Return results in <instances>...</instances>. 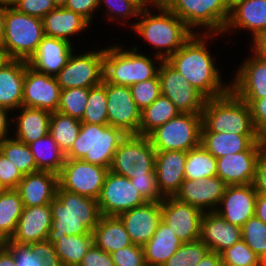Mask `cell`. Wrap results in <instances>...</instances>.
<instances>
[{
	"mask_svg": "<svg viewBox=\"0 0 266 266\" xmlns=\"http://www.w3.org/2000/svg\"><path fill=\"white\" fill-rule=\"evenodd\" d=\"M214 36L212 33H203L202 36L194 33L166 60L206 99L217 98L230 91L229 84H222L218 68L205 45V40Z\"/></svg>",
	"mask_w": 266,
	"mask_h": 266,
	"instance_id": "cell-1",
	"label": "cell"
},
{
	"mask_svg": "<svg viewBox=\"0 0 266 266\" xmlns=\"http://www.w3.org/2000/svg\"><path fill=\"white\" fill-rule=\"evenodd\" d=\"M50 206L52 222L47 241L51 244L61 235L93 234L102 216L97 200L66 191L59 185Z\"/></svg>",
	"mask_w": 266,
	"mask_h": 266,
	"instance_id": "cell-2",
	"label": "cell"
},
{
	"mask_svg": "<svg viewBox=\"0 0 266 266\" xmlns=\"http://www.w3.org/2000/svg\"><path fill=\"white\" fill-rule=\"evenodd\" d=\"M155 8L160 12L158 15L144 9L138 16L141 20L132 26L137 34L158 50L154 58L161 63L175 54L194 33L171 10L161 4H155Z\"/></svg>",
	"mask_w": 266,
	"mask_h": 266,
	"instance_id": "cell-3",
	"label": "cell"
},
{
	"mask_svg": "<svg viewBox=\"0 0 266 266\" xmlns=\"http://www.w3.org/2000/svg\"><path fill=\"white\" fill-rule=\"evenodd\" d=\"M201 116V132L259 135L249 105L231 90L223 96L206 99Z\"/></svg>",
	"mask_w": 266,
	"mask_h": 266,
	"instance_id": "cell-4",
	"label": "cell"
},
{
	"mask_svg": "<svg viewBox=\"0 0 266 266\" xmlns=\"http://www.w3.org/2000/svg\"><path fill=\"white\" fill-rule=\"evenodd\" d=\"M126 134L109 125L82 123L79 135L66 159H82L91 164L110 168L113 156Z\"/></svg>",
	"mask_w": 266,
	"mask_h": 266,
	"instance_id": "cell-5",
	"label": "cell"
},
{
	"mask_svg": "<svg viewBox=\"0 0 266 266\" xmlns=\"http://www.w3.org/2000/svg\"><path fill=\"white\" fill-rule=\"evenodd\" d=\"M152 58L121 46H112L104 51L103 80L113 85L132 86L138 82L156 77L159 67Z\"/></svg>",
	"mask_w": 266,
	"mask_h": 266,
	"instance_id": "cell-6",
	"label": "cell"
},
{
	"mask_svg": "<svg viewBox=\"0 0 266 266\" xmlns=\"http://www.w3.org/2000/svg\"><path fill=\"white\" fill-rule=\"evenodd\" d=\"M160 4L184 21L193 33L195 27L203 26L207 28L204 33L220 35L229 20L231 0H163Z\"/></svg>",
	"mask_w": 266,
	"mask_h": 266,
	"instance_id": "cell-7",
	"label": "cell"
},
{
	"mask_svg": "<svg viewBox=\"0 0 266 266\" xmlns=\"http://www.w3.org/2000/svg\"><path fill=\"white\" fill-rule=\"evenodd\" d=\"M45 36L42 19L6 5L2 44L13 59L28 61Z\"/></svg>",
	"mask_w": 266,
	"mask_h": 266,
	"instance_id": "cell-8",
	"label": "cell"
},
{
	"mask_svg": "<svg viewBox=\"0 0 266 266\" xmlns=\"http://www.w3.org/2000/svg\"><path fill=\"white\" fill-rule=\"evenodd\" d=\"M201 114L179 113L148 137L156 152L186 151L201 144Z\"/></svg>",
	"mask_w": 266,
	"mask_h": 266,
	"instance_id": "cell-9",
	"label": "cell"
},
{
	"mask_svg": "<svg viewBox=\"0 0 266 266\" xmlns=\"http://www.w3.org/2000/svg\"><path fill=\"white\" fill-rule=\"evenodd\" d=\"M156 150L148 136L126 135L117 148L109 171L129 179L145 176L155 169Z\"/></svg>",
	"mask_w": 266,
	"mask_h": 266,
	"instance_id": "cell-10",
	"label": "cell"
},
{
	"mask_svg": "<svg viewBox=\"0 0 266 266\" xmlns=\"http://www.w3.org/2000/svg\"><path fill=\"white\" fill-rule=\"evenodd\" d=\"M108 172V168L82 159H66L58 174V184L66 191L98 200Z\"/></svg>",
	"mask_w": 266,
	"mask_h": 266,
	"instance_id": "cell-11",
	"label": "cell"
},
{
	"mask_svg": "<svg viewBox=\"0 0 266 266\" xmlns=\"http://www.w3.org/2000/svg\"><path fill=\"white\" fill-rule=\"evenodd\" d=\"M104 51L70 55L67 64L55 76L61 89L90 88L103 82Z\"/></svg>",
	"mask_w": 266,
	"mask_h": 266,
	"instance_id": "cell-12",
	"label": "cell"
},
{
	"mask_svg": "<svg viewBox=\"0 0 266 266\" xmlns=\"http://www.w3.org/2000/svg\"><path fill=\"white\" fill-rule=\"evenodd\" d=\"M159 65L161 95L168 97L180 113L201 114L206 98L166 60Z\"/></svg>",
	"mask_w": 266,
	"mask_h": 266,
	"instance_id": "cell-13",
	"label": "cell"
},
{
	"mask_svg": "<svg viewBox=\"0 0 266 266\" xmlns=\"http://www.w3.org/2000/svg\"><path fill=\"white\" fill-rule=\"evenodd\" d=\"M135 189L129 178L109 171L97 200L101 215L118 216L144 205L147 201Z\"/></svg>",
	"mask_w": 266,
	"mask_h": 266,
	"instance_id": "cell-14",
	"label": "cell"
},
{
	"mask_svg": "<svg viewBox=\"0 0 266 266\" xmlns=\"http://www.w3.org/2000/svg\"><path fill=\"white\" fill-rule=\"evenodd\" d=\"M162 221L183 242L200 240L203 211L174 196H167L161 202Z\"/></svg>",
	"mask_w": 266,
	"mask_h": 266,
	"instance_id": "cell-15",
	"label": "cell"
},
{
	"mask_svg": "<svg viewBox=\"0 0 266 266\" xmlns=\"http://www.w3.org/2000/svg\"><path fill=\"white\" fill-rule=\"evenodd\" d=\"M108 125L126 135L139 134L141 111L136 106L130 87L106 83Z\"/></svg>",
	"mask_w": 266,
	"mask_h": 266,
	"instance_id": "cell-16",
	"label": "cell"
},
{
	"mask_svg": "<svg viewBox=\"0 0 266 266\" xmlns=\"http://www.w3.org/2000/svg\"><path fill=\"white\" fill-rule=\"evenodd\" d=\"M266 141L255 142L247 151L217 158V176L227 186L253 184L258 160Z\"/></svg>",
	"mask_w": 266,
	"mask_h": 266,
	"instance_id": "cell-17",
	"label": "cell"
},
{
	"mask_svg": "<svg viewBox=\"0 0 266 266\" xmlns=\"http://www.w3.org/2000/svg\"><path fill=\"white\" fill-rule=\"evenodd\" d=\"M60 93L61 88L56 77L39 73L30 66L26 68L22 106L56 112Z\"/></svg>",
	"mask_w": 266,
	"mask_h": 266,
	"instance_id": "cell-18",
	"label": "cell"
},
{
	"mask_svg": "<svg viewBox=\"0 0 266 266\" xmlns=\"http://www.w3.org/2000/svg\"><path fill=\"white\" fill-rule=\"evenodd\" d=\"M257 194L253 184L226 186L215 212L227 222L242 228L255 215Z\"/></svg>",
	"mask_w": 266,
	"mask_h": 266,
	"instance_id": "cell-19",
	"label": "cell"
},
{
	"mask_svg": "<svg viewBox=\"0 0 266 266\" xmlns=\"http://www.w3.org/2000/svg\"><path fill=\"white\" fill-rule=\"evenodd\" d=\"M226 186L225 182L218 176L202 180L185 179L174 197L181 202L197 207L203 212H215L224 195Z\"/></svg>",
	"mask_w": 266,
	"mask_h": 266,
	"instance_id": "cell-20",
	"label": "cell"
},
{
	"mask_svg": "<svg viewBox=\"0 0 266 266\" xmlns=\"http://www.w3.org/2000/svg\"><path fill=\"white\" fill-rule=\"evenodd\" d=\"M133 244L144 246L162 221L161 202H146L118 215Z\"/></svg>",
	"mask_w": 266,
	"mask_h": 266,
	"instance_id": "cell-21",
	"label": "cell"
},
{
	"mask_svg": "<svg viewBox=\"0 0 266 266\" xmlns=\"http://www.w3.org/2000/svg\"><path fill=\"white\" fill-rule=\"evenodd\" d=\"M231 81L230 90L242 100L266 97V59L256 55L249 57Z\"/></svg>",
	"mask_w": 266,
	"mask_h": 266,
	"instance_id": "cell-22",
	"label": "cell"
},
{
	"mask_svg": "<svg viewBox=\"0 0 266 266\" xmlns=\"http://www.w3.org/2000/svg\"><path fill=\"white\" fill-rule=\"evenodd\" d=\"M51 222L50 204L24 207L13 236L5 243L30 244L45 241L51 229Z\"/></svg>",
	"mask_w": 266,
	"mask_h": 266,
	"instance_id": "cell-23",
	"label": "cell"
},
{
	"mask_svg": "<svg viewBox=\"0 0 266 266\" xmlns=\"http://www.w3.org/2000/svg\"><path fill=\"white\" fill-rule=\"evenodd\" d=\"M72 52L71 42L45 35L27 62L35 71L55 77L67 64Z\"/></svg>",
	"mask_w": 266,
	"mask_h": 266,
	"instance_id": "cell-24",
	"label": "cell"
},
{
	"mask_svg": "<svg viewBox=\"0 0 266 266\" xmlns=\"http://www.w3.org/2000/svg\"><path fill=\"white\" fill-rule=\"evenodd\" d=\"M186 151L156 152L155 173L158 189L164 197L175 196L185 180Z\"/></svg>",
	"mask_w": 266,
	"mask_h": 266,
	"instance_id": "cell-25",
	"label": "cell"
},
{
	"mask_svg": "<svg viewBox=\"0 0 266 266\" xmlns=\"http://www.w3.org/2000/svg\"><path fill=\"white\" fill-rule=\"evenodd\" d=\"M58 185V174L39 170L23 175L15 190L24 207L41 206L53 201Z\"/></svg>",
	"mask_w": 266,
	"mask_h": 266,
	"instance_id": "cell-26",
	"label": "cell"
},
{
	"mask_svg": "<svg viewBox=\"0 0 266 266\" xmlns=\"http://www.w3.org/2000/svg\"><path fill=\"white\" fill-rule=\"evenodd\" d=\"M242 239V228L227 222L216 212H204L200 240L211 252L220 254Z\"/></svg>",
	"mask_w": 266,
	"mask_h": 266,
	"instance_id": "cell-27",
	"label": "cell"
},
{
	"mask_svg": "<svg viewBox=\"0 0 266 266\" xmlns=\"http://www.w3.org/2000/svg\"><path fill=\"white\" fill-rule=\"evenodd\" d=\"M234 27L251 31L252 37L266 29V0H231L224 33Z\"/></svg>",
	"mask_w": 266,
	"mask_h": 266,
	"instance_id": "cell-28",
	"label": "cell"
},
{
	"mask_svg": "<svg viewBox=\"0 0 266 266\" xmlns=\"http://www.w3.org/2000/svg\"><path fill=\"white\" fill-rule=\"evenodd\" d=\"M28 62L13 59L0 69V107L12 111L22 106L25 71Z\"/></svg>",
	"mask_w": 266,
	"mask_h": 266,
	"instance_id": "cell-29",
	"label": "cell"
},
{
	"mask_svg": "<svg viewBox=\"0 0 266 266\" xmlns=\"http://www.w3.org/2000/svg\"><path fill=\"white\" fill-rule=\"evenodd\" d=\"M257 141L266 140L260 135L201 132V145L216 159L247 151Z\"/></svg>",
	"mask_w": 266,
	"mask_h": 266,
	"instance_id": "cell-30",
	"label": "cell"
},
{
	"mask_svg": "<svg viewBox=\"0 0 266 266\" xmlns=\"http://www.w3.org/2000/svg\"><path fill=\"white\" fill-rule=\"evenodd\" d=\"M44 34L46 36L63 39L68 42L69 36L76 35L89 25V21L82 15L66 9L56 7L42 18Z\"/></svg>",
	"mask_w": 266,
	"mask_h": 266,
	"instance_id": "cell-31",
	"label": "cell"
},
{
	"mask_svg": "<svg viewBox=\"0 0 266 266\" xmlns=\"http://www.w3.org/2000/svg\"><path fill=\"white\" fill-rule=\"evenodd\" d=\"M18 110H21L20 115L13 120L17 126L15 139L29 145L49 134L51 116L49 111L25 106H21Z\"/></svg>",
	"mask_w": 266,
	"mask_h": 266,
	"instance_id": "cell-32",
	"label": "cell"
},
{
	"mask_svg": "<svg viewBox=\"0 0 266 266\" xmlns=\"http://www.w3.org/2000/svg\"><path fill=\"white\" fill-rule=\"evenodd\" d=\"M182 241L161 221L151 239L143 246L147 266H163L182 245Z\"/></svg>",
	"mask_w": 266,
	"mask_h": 266,
	"instance_id": "cell-33",
	"label": "cell"
},
{
	"mask_svg": "<svg viewBox=\"0 0 266 266\" xmlns=\"http://www.w3.org/2000/svg\"><path fill=\"white\" fill-rule=\"evenodd\" d=\"M94 244L107 253L133 245L118 216L102 215L93 231Z\"/></svg>",
	"mask_w": 266,
	"mask_h": 266,
	"instance_id": "cell-34",
	"label": "cell"
},
{
	"mask_svg": "<svg viewBox=\"0 0 266 266\" xmlns=\"http://www.w3.org/2000/svg\"><path fill=\"white\" fill-rule=\"evenodd\" d=\"M29 147L38 171H50L56 174L61 172L66 160L65 153L50 134L30 143Z\"/></svg>",
	"mask_w": 266,
	"mask_h": 266,
	"instance_id": "cell-35",
	"label": "cell"
},
{
	"mask_svg": "<svg viewBox=\"0 0 266 266\" xmlns=\"http://www.w3.org/2000/svg\"><path fill=\"white\" fill-rule=\"evenodd\" d=\"M24 205L15 189H6L0 195V244L13 236Z\"/></svg>",
	"mask_w": 266,
	"mask_h": 266,
	"instance_id": "cell-36",
	"label": "cell"
},
{
	"mask_svg": "<svg viewBox=\"0 0 266 266\" xmlns=\"http://www.w3.org/2000/svg\"><path fill=\"white\" fill-rule=\"evenodd\" d=\"M93 244V234L61 235L54 247L62 266H79Z\"/></svg>",
	"mask_w": 266,
	"mask_h": 266,
	"instance_id": "cell-37",
	"label": "cell"
},
{
	"mask_svg": "<svg viewBox=\"0 0 266 266\" xmlns=\"http://www.w3.org/2000/svg\"><path fill=\"white\" fill-rule=\"evenodd\" d=\"M179 113L168 97L160 95L151 105L141 111L139 135L148 136L157 127L165 124Z\"/></svg>",
	"mask_w": 266,
	"mask_h": 266,
	"instance_id": "cell-38",
	"label": "cell"
},
{
	"mask_svg": "<svg viewBox=\"0 0 266 266\" xmlns=\"http://www.w3.org/2000/svg\"><path fill=\"white\" fill-rule=\"evenodd\" d=\"M81 124L80 120L58 111L51 113L49 134L65 154L76 141Z\"/></svg>",
	"mask_w": 266,
	"mask_h": 266,
	"instance_id": "cell-39",
	"label": "cell"
},
{
	"mask_svg": "<svg viewBox=\"0 0 266 266\" xmlns=\"http://www.w3.org/2000/svg\"><path fill=\"white\" fill-rule=\"evenodd\" d=\"M185 179L202 180L217 176V159L201 144L187 152Z\"/></svg>",
	"mask_w": 266,
	"mask_h": 266,
	"instance_id": "cell-40",
	"label": "cell"
},
{
	"mask_svg": "<svg viewBox=\"0 0 266 266\" xmlns=\"http://www.w3.org/2000/svg\"><path fill=\"white\" fill-rule=\"evenodd\" d=\"M0 153L17 167L22 175L38 171L28 144L14 138H5L0 142Z\"/></svg>",
	"mask_w": 266,
	"mask_h": 266,
	"instance_id": "cell-41",
	"label": "cell"
},
{
	"mask_svg": "<svg viewBox=\"0 0 266 266\" xmlns=\"http://www.w3.org/2000/svg\"><path fill=\"white\" fill-rule=\"evenodd\" d=\"M107 96L106 82L89 88L87 106L84 112L82 123L108 125L107 121Z\"/></svg>",
	"mask_w": 266,
	"mask_h": 266,
	"instance_id": "cell-42",
	"label": "cell"
},
{
	"mask_svg": "<svg viewBox=\"0 0 266 266\" xmlns=\"http://www.w3.org/2000/svg\"><path fill=\"white\" fill-rule=\"evenodd\" d=\"M89 88L61 89L57 111L81 120L88 100Z\"/></svg>",
	"mask_w": 266,
	"mask_h": 266,
	"instance_id": "cell-43",
	"label": "cell"
},
{
	"mask_svg": "<svg viewBox=\"0 0 266 266\" xmlns=\"http://www.w3.org/2000/svg\"><path fill=\"white\" fill-rule=\"evenodd\" d=\"M209 251L201 240L182 243L163 266H197Z\"/></svg>",
	"mask_w": 266,
	"mask_h": 266,
	"instance_id": "cell-44",
	"label": "cell"
},
{
	"mask_svg": "<svg viewBox=\"0 0 266 266\" xmlns=\"http://www.w3.org/2000/svg\"><path fill=\"white\" fill-rule=\"evenodd\" d=\"M242 239L260 259L266 255V224L255 215L242 226Z\"/></svg>",
	"mask_w": 266,
	"mask_h": 266,
	"instance_id": "cell-45",
	"label": "cell"
},
{
	"mask_svg": "<svg viewBox=\"0 0 266 266\" xmlns=\"http://www.w3.org/2000/svg\"><path fill=\"white\" fill-rule=\"evenodd\" d=\"M220 256L223 265L227 266H261V259L243 239L223 250Z\"/></svg>",
	"mask_w": 266,
	"mask_h": 266,
	"instance_id": "cell-46",
	"label": "cell"
},
{
	"mask_svg": "<svg viewBox=\"0 0 266 266\" xmlns=\"http://www.w3.org/2000/svg\"><path fill=\"white\" fill-rule=\"evenodd\" d=\"M132 97L140 111L151 105L161 95L159 76L130 86Z\"/></svg>",
	"mask_w": 266,
	"mask_h": 266,
	"instance_id": "cell-47",
	"label": "cell"
},
{
	"mask_svg": "<svg viewBox=\"0 0 266 266\" xmlns=\"http://www.w3.org/2000/svg\"><path fill=\"white\" fill-rule=\"evenodd\" d=\"M131 183L147 202H162L164 196L158 189L155 169L145 176L131 178Z\"/></svg>",
	"mask_w": 266,
	"mask_h": 266,
	"instance_id": "cell-48",
	"label": "cell"
},
{
	"mask_svg": "<svg viewBox=\"0 0 266 266\" xmlns=\"http://www.w3.org/2000/svg\"><path fill=\"white\" fill-rule=\"evenodd\" d=\"M114 266H147L143 246L130 245L110 253Z\"/></svg>",
	"mask_w": 266,
	"mask_h": 266,
	"instance_id": "cell-49",
	"label": "cell"
},
{
	"mask_svg": "<svg viewBox=\"0 0 266 266\" xmlns=\"http://www.w3.org/2000/svg\"><path fill=\"white\" fill-rule=\"evenodd\" d=\"M15 255L16 266H42L36 254V242L30 244L4 243Z\"/></svg>",
	"mask_w": 266,
	"mask_h": 266,
	"instance_id": "cell-50",
	"label": "cell"
},
{
	"mask_svg": "<svg viewBox=\"0 0 266 266\" xmlns=\"http://www.w3.org/2000/svg\"><path fill=\"white\" fill-rule=\"evenodd\" d=\"M11 6L18 12L40 19L56 8L53 0H17Z\"/></svg>",
	"mask_w": 266,
	"mask_h": 266,
	"instance_id": "cell-51",
	"label": "cell"
},
{
	"mask_svg": "<svg viewBox=\"0 0 266 266\" xmlns=\"http://www.w3.org/2000/svg\"><path fill=\"white\" fill-rule=\"evenodd\" d=\"M105 3L109 9L107 14H109V20H114L117 18L115 16H122L120 19L128 17L139 16L141 10L129 0H99V6Z\"/></svg>",
	"mask_w": 266,
	"mask_h": 266,
	"instance_id": "cell-52",
	"label": "cell"
},
{
	"mask_svg": "<svg viewBox=\"0 0 266 266\" xmlns=\"http://www.w3.org/2000/svg\"><path fill=\"white\" fill-rule=\"evenodd\" d=\"M22 178L17 167L0 153V184L5 189H16Z\"/></svg>",
	"mask_w": 266,
	"mask_h": 266,
	"instance_id": "cell-53",
	"label": "cell"
},
{
	"mask_svg": "<svg viewBox=\"0 0 266 266\" xmlns=\"http://www.w3.org/2000/svg\"><path fill=\"white\" fill-rule=\"evenodd\" d=\"M250 107L255 130L266 140V97L257 100H244Z\"/></svg>",
	"mask_w": 266,
	"mask_h": 266,
	"instance_id": "cell-54",
	"label": "cell"
},
{
	"mask_svg": "<svg viewBox=\"0 0 266 266\" xmlns=\"http://www.w3.org/2000/svg\"><path fill=\"white\" fill-rule=\"evenodd\" d=\"M79 266H114V262L109 253L93 244Z\"/></svg>",
	"mask_w": 266,
	"mask_h": 266,
	"instance_id": "cell-55",
	"label": "cell"
},
{
	"mask_svg": "<svg viewBox=\"0 0 266 266\" xmlns=\"http://www.w3.org/2000/svg\"><path fill=\"white\" fill-rule=\"evenodd\" d=\"M36 254L41 259L42 266H62L54 244L47 240L36 242Z\"/></svg>",
	"mask_w": 266,
	"mask_h": 266,
	"instance_id": "cell-56",
	"label": "cell"
},
{
	"mask_svg": "<svg viewBox=\"0 0 266 266\" xmlns=\"http://www.w3.org/2000/svg\"><path fill=\"white\" fill-rule=\"evenodd\" d=\"M64 7L82 15L91 22L93 12L99 8V0H68Z\"/></svg>",
	"mask_w": 266,
	"mask_h": 266,
	"instance_id": "cell-57",
	"label": "cell"
},
{
	"mask_svg": "<svg viewBox=\"0 0 266 266\" xmlns=\"http://www.w3.org/2000/svg\"><path fill=\"white\" fill-rule=\"evenodd\" d=\"M253 185L257 193L266 194V148L258 160Z\"/></svg>",
	"mask_w": 266,
	"mask_h": 266,
	"instance_id": "cell-58",
	"label": "cell"
},
{
	"mask_svg": "<svg viewBox=\"0 0 266 266\" xmlns=\"http://www.w3.org/2000/svg\"><path fill=\"white\" fill-rule=\"evenodd\" d=\"M253 44L252 54L266 59V29L259 31L253 37Z\"/></svg>",
	"mask_w": 266,
	"mask_h": 266,
	"instance_id": "cell-59",
	"label": "cell"
},
{
	"mask_svg": "<svg viewBox=\"0 0 266 266\" xmlns=\"http://www.w3.org/2000/svg\"><path fill=\"white\" fill-rule=\"evenodd\" d=\"M0 266H16L15 255L4 244H0Z\"/></svg>",
	"mask_w": 266,
	"mask_h": 266,
	"instance_id": "cell-60",
	"label": "cell"
},
{
	"mask_svg": "<svg viewBox=\"0 0 266 266\" xmlns=\"http://www.w3.org/2000/svg\"><path fill=\"white\" fill-rule=\"evenodd\" d=\"M255 216L266 224V194H257Z\"/></svg>",
	"mask_w": 266,
	"mask_h": 266,
	"instance_id": "cell-61",
	"label": "cell"
},
{
	"mask_svg": "<svg viewBox=\"0 0 266 266\" xmlns=\"http://www.w3.org/2000/svg\"><path fill=\"white\" fill-rule=\"evenodd\" d=\"M10 112L9 109L4 107H0V142H2L5 138H8V128H9V119L8 113Z\"/></svg>",
	"mask_w": 266,
	"mask_h": 266,
	"instance_id": "cell-62",
	"label": "cell"
},
{
	"mask_svg": "<svg viewBox=\"0 0 266 266\" xmlns=\"http://www.w3.org/2000/svg\"><path fill=\"white\" fill-rule=\"evenodd\" d=\"M222 260L220 254L209 251L197 266H222Z\"/></svg>",
	"mask_w": 266,
	"mask_h": 266,
	"instance_id": "cell-63",
	"label": "cell"
},
{
	"mask_svg": "<svg viewBox=\"0 0 266 266\" xmlns=\"http://www.w3.org/2000/svg\"><path fill=\"white\" fill-rule=\"evenodd\" d=\"M13 58L8 53L6 47L0 43V69L9 64Z\"/></svg>",
	"mask_w": 266,
	"mask_h": 266,
	"instance_id": "cell-64",
	"label": "cell"
},
{
	"mask_svg": "<svg viewBox=\"0 0 266 266\" xmlns=\"http://www.w3.org/2000/svg\"><path fill=\"white\" fill-rule=\"evenodd\" d=\"M5 12L6 5L0 2V43L2 42L5 31Z\"/></svg>",
	"mask_w": 266,
	"mask_h": 266,
	"instance_id": "cell-65",
	"label": "cell"
},
{
	"mask_svg": "<svg viewBox=\"0 0 266 266\" xmlns=\"http://www.w3.org/2000/svg\"><path fill=\"white\" fill-rule=\"evenodd\" d=\"M134 3L141 11L144 9H148L147 5L155 6V4L151 0H129Z\"/></svg>",
	"mask_w": 266,
	"mask_h": 266,
	"instance_id": "cell-66",
	"label": "cell"
},
{
	"mask_svg": "<svg viewBox=\"0 0 266 266\" xmlns=\"http://www.w3.org/2000/svg\"><path fill=\"white\" fill-rule=\"evenodd\" d=\"M68 0H53L56 7H64Z\"/></svg>",
	"mask_w": 266,
	"mask_h": 266,
	"instance_id": "cell-67",
	"label": "cell"
},
{
	"mask_svg": "<svg viewBox=\"0 0 266 266\" xmlns=\"http://www.w3.org/2000/svg\"><path fill=\"white\" fill-rule=\"evenodd\" d=\"M16 1L17 0H0L1 3L5 4L7 6H11Z\"/></svg>",
	"mask_w": 266,
	"mask_h": 266,
	"instance_id": "cell-68",
	"label": "cell"
},
{
	"mask_svg": "<svg viewBox=\"0 0 266 266\" xmlns=\"http://www.w3.org/2000/svg\"><path fill=\"white\" fill-rule=\"evenodd\" d=\"M261 264L266 266V255L261 259Z\"/></svg>",
	"mask_w": 266,
	"mask_h": 266,
	"instance_id": "cell-69",
	"label": "cell"
},
{
	"mask_svg": "<svg viewBox=\"0 0 266 266\" xmlns=\"http://www.w3.org/2000/svg\"><path fill=\"white\" fill-rule=\"evenodd\" d=\"M154 4H160L163 0H151Z\"/></svg>",
	"mask_w": 266,
	"mask_h": 266,
	"instance_id": "cell-70",
	"label": "cell"
},
{
	"mask_svg": "<svg viewBox=\"0 0 266 266\" xmlns=\"http://www.w3.org/2000/svg\"><path fill=\"white\" fill-rule=\"evenodd\" d=\"M6 189L0 184V195L5 191Z\"/></svg>",
	"mask_w": 266,
	"mask_h": 266,
	"instance_id": "cell-71",
	"label": "cell"
}]
</instances>
